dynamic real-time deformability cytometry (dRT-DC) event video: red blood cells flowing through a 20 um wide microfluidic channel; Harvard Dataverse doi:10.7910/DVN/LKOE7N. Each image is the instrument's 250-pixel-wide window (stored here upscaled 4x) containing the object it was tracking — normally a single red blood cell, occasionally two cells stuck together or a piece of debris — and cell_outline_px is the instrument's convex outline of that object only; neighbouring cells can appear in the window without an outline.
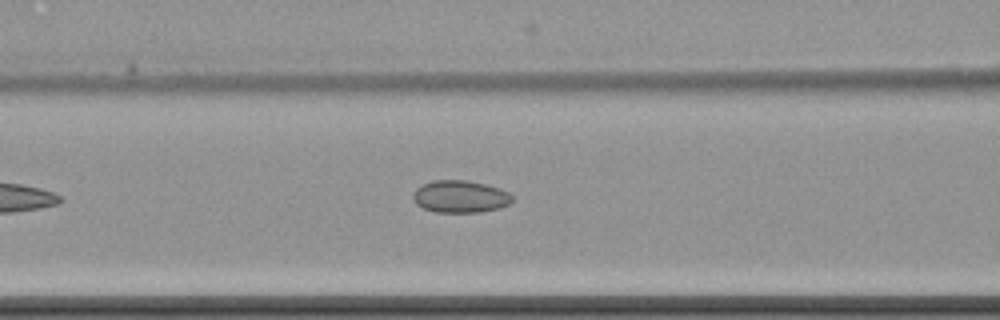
{"species": "common noctule bat (a hibernating species)", "species_latin": "Nyctalus noctula", "temperature_condition": "cold", "stored_images_in_passage": 4, "camera_frame_rate_fps": 3000, "um_per_image_px": 0.085, "animal": {"sex": "female", "body_mass_g": 22.7, "forearm_length_mm": 54.2}, "frame": {"image": 1, "passage_image": 4, "time_ms": 4.667, "image_size_px": [1000, 320], "cell_outline_px": [[512, 200], [508, 204], [500, 208], [480, 212], [436, 212], [424, 208], [416, 204], [412, 196], [416, 188], [432, 180], [464, 180], [484, 184], [500, 188], [508, 192], [512, 196]], "centroid_in_image_um": [39.11, 16.71], "position_along_channel_um": 127.5, "area_um2": 18.55}}